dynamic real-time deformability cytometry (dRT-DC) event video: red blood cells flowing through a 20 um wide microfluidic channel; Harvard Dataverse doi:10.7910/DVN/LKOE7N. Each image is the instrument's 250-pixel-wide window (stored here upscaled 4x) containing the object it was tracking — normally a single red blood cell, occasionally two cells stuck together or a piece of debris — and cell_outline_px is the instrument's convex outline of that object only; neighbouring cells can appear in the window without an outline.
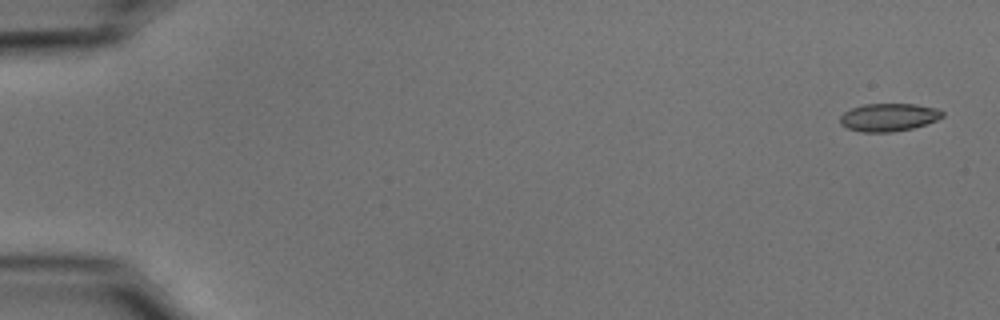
{"species": "common noctule bat (a hibernating species)", "species_latin": "Nyctalus noctula", "temperature_condition": "cold", "stored_images_in_passage": 31, "camera_frame_rate_fps": 3000, "um_per_image_px": 0.085, "animal": {"sex": "male", "body_mass_g": 15.6}, "frame": {"image": 1, "passage_image": 1, "time_ms": 0.0, "image_size_px": [1000, 320], "cell_outline_px": [[944, 116], [936, 120], [912, 128], [892, 132], [864, 132], [848, 128], [840, 124], [840, 116], [844, 112], [852, 108], [864, 104], [916, 104], [936, 108], [944, 112]], "centroid_in_image_um": [75.53, 9.96], "position_along_channel_um": 9.5, "area_um2": 16.53}}
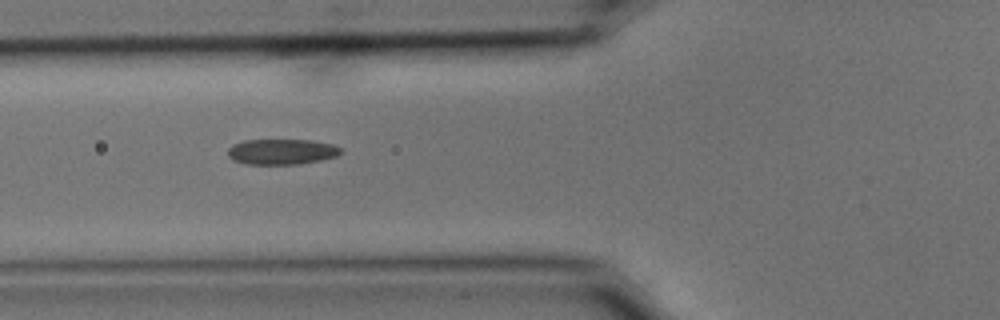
{"frame": {"image": 2, "passage_image": 20, "time_ms": 6.333, "image_size_px": [1000, 320], "cell_outline_px": [[344, 152], [336, 156], [320, 160], [300, 164], [244, 164], [232, 160], [228, 156], [228, 148], [232, 144], [244, 140], [312, 140], [332, 144], [340, 148]], "centroid_in_image_um": [23.92, 12.89], "position_along_channel_um": 101.9, "area_um2": 16.94}}
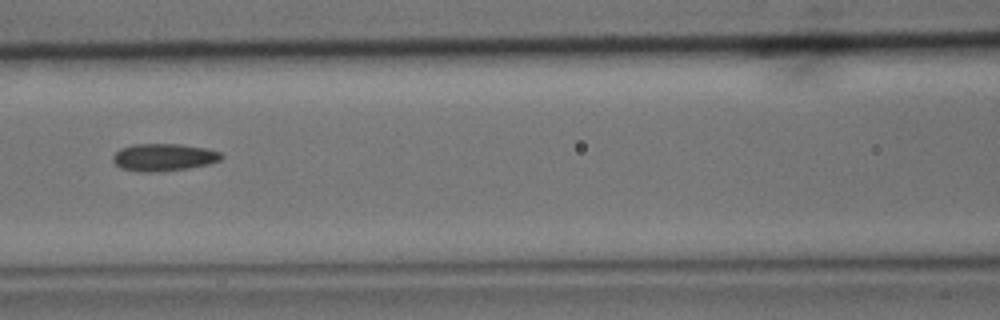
{"frame": {"image": 3, "passage_image": 24, "time_ms": 7.667, "image_size_px": [1000, 320], "cell_outline_px": [[224, 156], [220, 160], [208, 164], [188, 168], [156, 172], [140, 172], [120, 168], [112, 160], [112, 156], [120, 148], [132, 144], [180, 144], [204, 148], [220, 152]], "centroid_in_image_um": [13.88, 13.37], "position_along_channel_um": 152.7, "area_um2": 17.34}}